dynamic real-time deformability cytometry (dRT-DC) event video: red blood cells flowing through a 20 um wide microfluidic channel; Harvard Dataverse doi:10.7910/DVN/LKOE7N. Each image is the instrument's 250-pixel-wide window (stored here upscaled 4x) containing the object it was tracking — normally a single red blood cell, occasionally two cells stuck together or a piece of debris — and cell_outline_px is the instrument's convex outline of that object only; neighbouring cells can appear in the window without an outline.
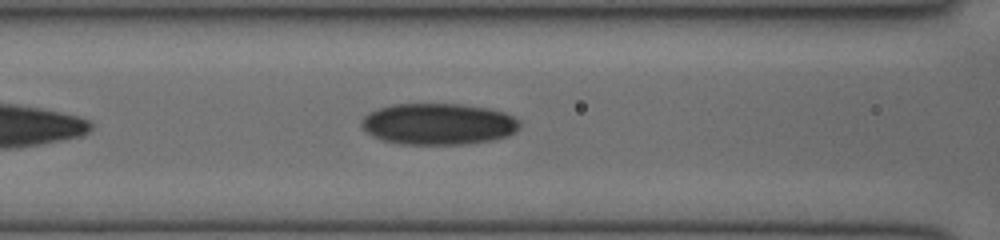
{"species": "human", "species_latin": "Homo sapiens", "temperature_condition": "cold", "stored_images_in_passage": 29, "camera_frame_rate_fps": 3000, "um_per_image_px": 0.085, "donor": {"sex": "female"}, "frame": {"image": 1, "passage_image": 6, "time_ms": 1.667, "image_size_px": [1000, 240], "cell_outline_px": [[520, 124], [516, 132], [508, 136], [496, 140], [468, 144], [400, 144], [384, 140], [372, 136], [360, 124], [360, 120], [368, 112], [392, 104], [460, 104], [488, 108], [504, 112], [520, 120]], "centroid_in_image_um": [37.28, 10.54], "position_along_channel_um": 129.3, "area_um2": 38.44}}
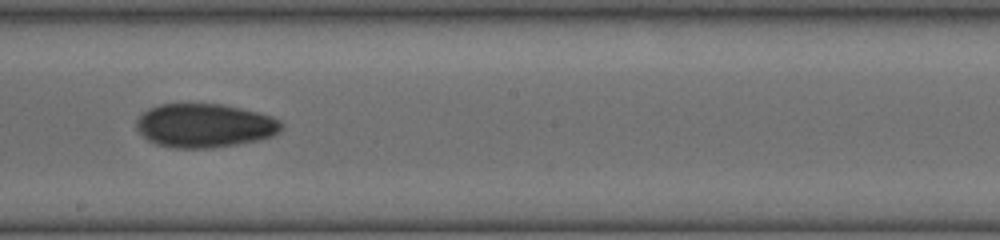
{"frame": {"image": 2, "passage_image": 13, "time_ms": 4.0, "image_size_px": [1000, 240], "cell_outline_px": [[284, 128], [280, 132], [272, 136], [256, 140], [236, 144], [212, 148], [172, 148], [156, 144], [148, 140], [136, 128], [136, 120], [148, 108], [160, 104], [220, 104], [240, 108], [272, 116], [280, 120], [284, 124]], "centroid_in_image_um": [17.4, 10.67], "position_along_channel_um": 230.8, "area_um2": 37.05}}
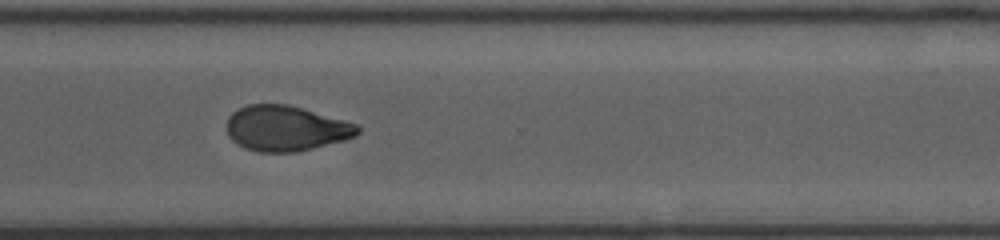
{"frame": {"image": 3, "passage_image": 21, "time_ms": 6.667, "image_size_px": [1000, 240], "cell_outline_px": [[360, 132], [356, 136], [344, 140], [296, 152], [256, 152], [244, 148], [236, 144], [228, 136], [228, 116], [232, 112], [248, 104], [288, 104], [356, 124], [360, 128]], "centroid_in_image_um": [24.27, 10.92], "position_along_channel_um": 346.3, "area_um2": 34.45}}